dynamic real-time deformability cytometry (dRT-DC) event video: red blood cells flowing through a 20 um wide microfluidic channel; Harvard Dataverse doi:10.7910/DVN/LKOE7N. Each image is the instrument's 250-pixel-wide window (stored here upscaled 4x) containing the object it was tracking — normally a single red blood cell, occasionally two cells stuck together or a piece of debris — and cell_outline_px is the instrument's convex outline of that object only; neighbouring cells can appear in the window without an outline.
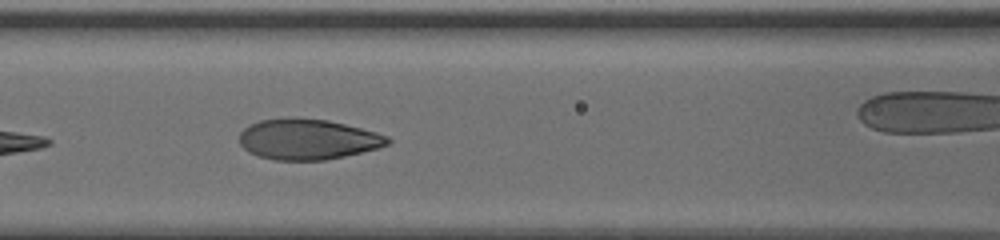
{"species": "human", "species_latin": "Homo sapiens", "temperature_condition": "cold", "stored_images_in_passage": 10, "camera_frame_rate_fps": 3000, "um_per_image_px": 0.085, "donor": {"sex": "male"}, "frame": {"image": 1, "passage_image": 7, "time_ms": 2.0, "image_size_px": [1000, 240], "cell_outline_px": [[392, 140], [388, 144], [376, 148], [344, 156], [324, 160], [276, 160], [260, 156], [248, 152], [240, 144], [240, 132], [244, 128], [260, 120], [328, 120], [376, 132], [388, 136]], "centroid_in_image_um": [26.17, 11.87], "position_along_channel_um": 140.4, "area_um2": 34.04}}
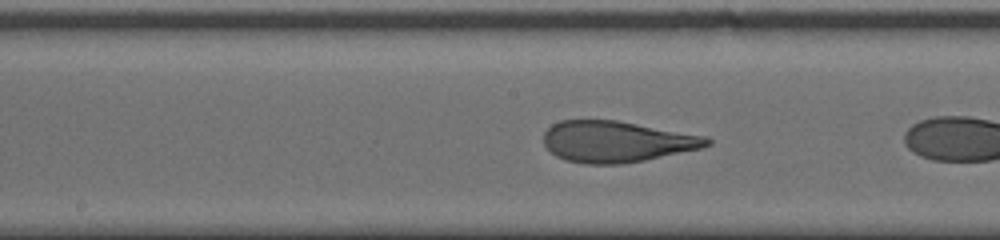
{"frame": {"image": 2, "passage_image": 9, "time_ms": 2.667, "image_size_px": [1000, 240], "cell_outline_px": [[712, 144], [700, 148], [644, 160], [620, 164], [584, 164], [564, 160], [556, 156], [544, 144], [544, 132], [552, 124], [560, 120], [616, 120], [708, 136], [712, 140]], "centroid_in_image_um": [52.41, 12.03], "position_along_channel_um": 195.8, "area_um2": 39.19}}